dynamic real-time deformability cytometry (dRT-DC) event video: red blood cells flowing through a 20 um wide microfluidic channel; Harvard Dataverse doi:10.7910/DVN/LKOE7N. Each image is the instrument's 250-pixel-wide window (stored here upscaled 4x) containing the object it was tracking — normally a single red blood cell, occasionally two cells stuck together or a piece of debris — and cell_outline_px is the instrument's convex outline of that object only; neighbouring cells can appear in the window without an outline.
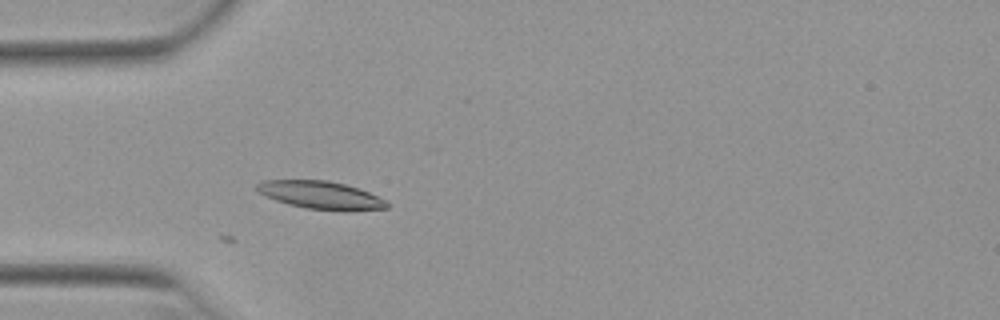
{"species": "Egyptian fruit bat (a non-hibernating species)", "species_latin": "Rousettus aegyptiacus", "temperature_condition": "warm", "stored_images_in_passage": 4, "camera_frame_rate_fps": 3000, "um_per_image_px": 0.085, "animal": {"sex": "female"}, "frame": {"image": 1, "passage_image": 4, "time_ms": 1.0, "image_size_px": [1000, 320], "cell_outline_px": [[388, 208], [348, 212], [344, 212], [308, 208], [288, 204], [276, 200], [260, 192], [256, 188], [256, 184], [264, 180], [328, 180], [344, 184], [368, 192], [384, 200], [388, 204]], "centroid_in_image_um": [27.29, 16.6], "position_along_channel_um": 57.7, "area_um2": 20.98}}